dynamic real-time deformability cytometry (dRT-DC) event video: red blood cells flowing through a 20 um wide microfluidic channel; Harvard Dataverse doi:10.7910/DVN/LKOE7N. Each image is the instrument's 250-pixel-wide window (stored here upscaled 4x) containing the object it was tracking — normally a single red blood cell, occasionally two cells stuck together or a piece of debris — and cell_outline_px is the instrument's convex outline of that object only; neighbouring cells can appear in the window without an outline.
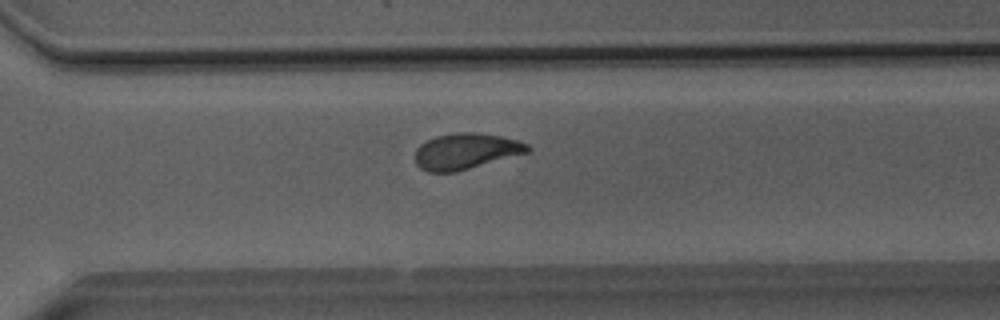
{"species": "Egyptian fruit bat (a non-hibernating species)", "species_latin": "Rousettus aegyptiacus", "temperature_condition": "room temperature", "stored_images_in_passage": 48, "camera_frame_rate_fps": 3000, "um_per_image_px": 0.085, "animal": {"sex": "male"}, "frame": {"image": 1, "passage_image": 34, "time_ms": 11.0, "image_size_px": [1000, 320], "cell_outline_px": [[532, 148], [528, 152], [456, 172], [428, 172], [420, 168], [416, 164], [416, 148], [420, 144], [436, 136], [456, 132], [476, 132], [500, 136], [516, 140], [528, 144]], "centroid_in_image_um": [39.58, 12.85], "position_along_channel_um": 331.0, "area_um2": 23.47}}
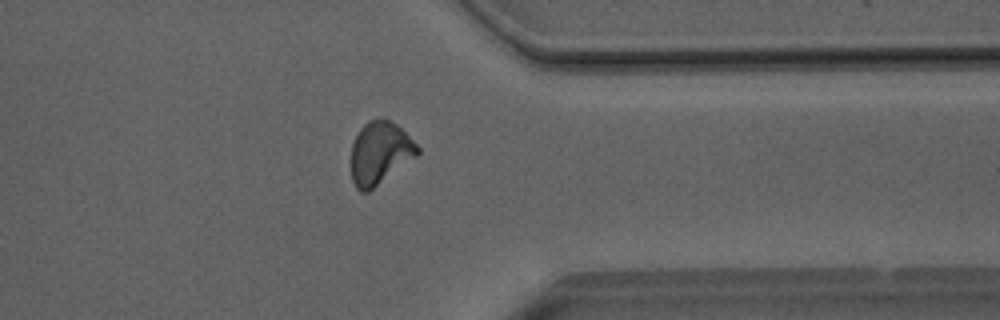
{"frame": {"image": 2, "passage_image": 38, "time_ms": 12.333, "image_size_px": [1000, 320], "cell_outline_px": [[420, 152], [416, 156], [368, 192], [360, 192], [356, 188], [352, 180], [352, 144], [360, 128], [368, 120], [384, 116], [396, 124], [420, 148]], "centroid_in_image_um": [32.27, 12.98], "position_along_channel_um": 379.1, "area_um2": 24.04}}
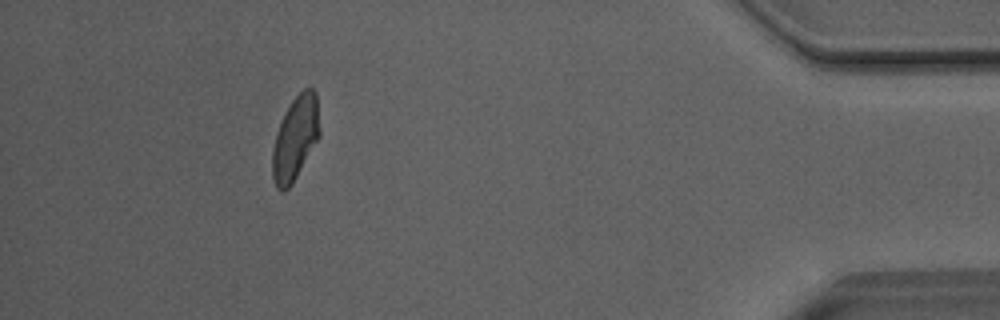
{"frame": {"image": 3, "passage_image": 44, "time_ms": 14.333, "image_size_px": [1000, 320], "cell_outline_px": [[320, 136], [292, 184], [284, 192], [280, 192], [276, 188], [272, 176], [272, 152], [276, 132], [292, 100], [304, 88], [312, 88], [316, 92], [320, 132]], "centroid_in_image_um": [25.1, 11.78], "position_along_channel_um": 410.1, "area_um2": 22.95}, "authors_computed_cell_mechanics": {"area_um2": 23.7558, "velocity_mm_per_s": 4.0392, "shape_relaxation_time_tau1_ms": 4.303, "shape_relaxation_time_tau2_ms": 1.8683, "deformation_change_tau1": 0.1704, "deformation_change_tau2": 0.0826}}